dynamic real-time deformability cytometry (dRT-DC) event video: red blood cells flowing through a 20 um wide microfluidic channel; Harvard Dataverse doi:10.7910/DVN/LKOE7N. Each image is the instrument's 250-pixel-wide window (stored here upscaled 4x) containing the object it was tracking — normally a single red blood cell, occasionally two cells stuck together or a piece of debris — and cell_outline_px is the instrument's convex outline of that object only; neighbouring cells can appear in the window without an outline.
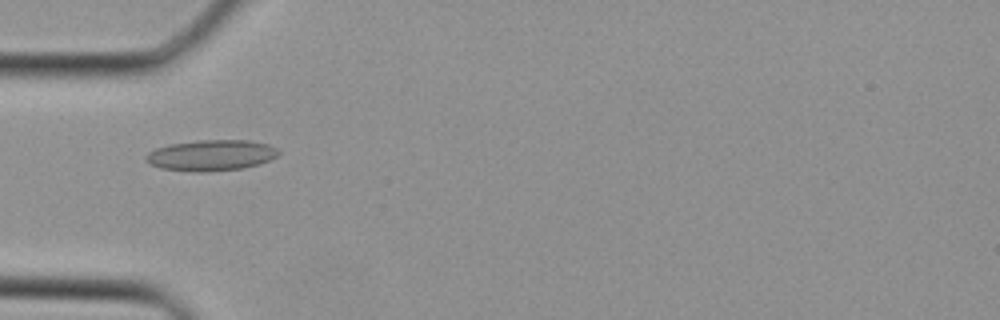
{"species": "Egyptian fruit bat (a non-hibernating species)", "species_latin": "Rousettus aegyptiacus", "temperature_condition": "cold", "stored_images_in_passage": 37, "camera_frame_rate_fps": 3000, "um_per_image_px": 0.085, "animal": {"sex": "female"}, "frame": {"image": 1, "passage_image": 12, "time_ms": 3.667, "image_size_px": [1000, 320], "cell_outline_px": [[280, 152], [276, 156], [260, 164], [240, 168], [208, 172], [196, 172], [160, 168], [144, 160], [144, 156], [148, 152], [156, 148], [168, 144], [196, 140], [248, 140], [268, 144], [276, 148]], "centroid_in_image_um": [17.91, 13.19], "position_along_channel_um": 67.1, "area_um2": 23.93}}
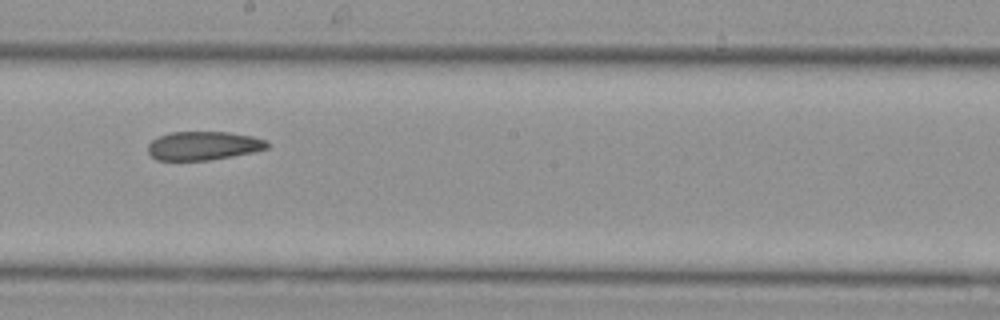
{"frame": {"image": 2, "passage_image": 21, "time_ms": 6.667, "image_size_px": [1000, 320], "cell_outline_px": [[268, 148], [252, 152], [232, 156], [208, 160], [156, 160], [148, 152], [148, 144], [152, 140], [160, 136], [172, 132], [228, 132], [252, 136], [268, 140]], "centroid_in_image_um": [17.29, 12.38], "position_along_channel_um": 230.9, "area_um2": 19.83}}
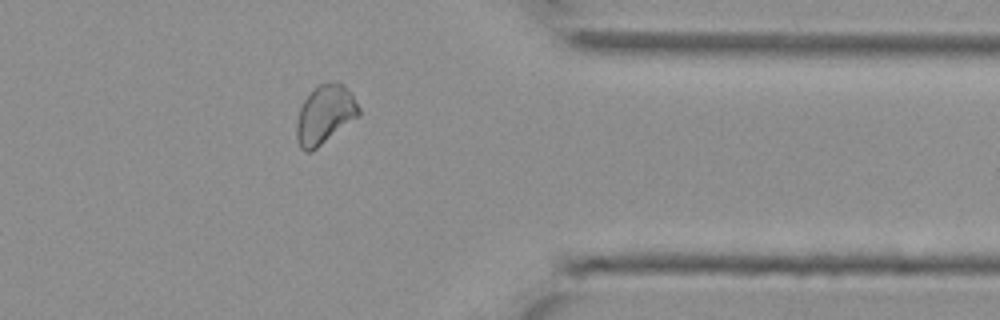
{"frame": {"image": 3, "passage_image": 30, "time_ms": 9.667, "image_size_px": [1000, 320], "cell_outline_px": [[360, 116], [312, 152], [304, 152], [300, 148], [296, 140], [296, 124], [300, 108], [304, 100], [320, 84], [336, 80], [344, 84], [352, 92], [360, 108]], "centroid_in_image_um": [27.64, 9.75], "position_along_channel_um": 383.8, "area_um2": 21.68}}